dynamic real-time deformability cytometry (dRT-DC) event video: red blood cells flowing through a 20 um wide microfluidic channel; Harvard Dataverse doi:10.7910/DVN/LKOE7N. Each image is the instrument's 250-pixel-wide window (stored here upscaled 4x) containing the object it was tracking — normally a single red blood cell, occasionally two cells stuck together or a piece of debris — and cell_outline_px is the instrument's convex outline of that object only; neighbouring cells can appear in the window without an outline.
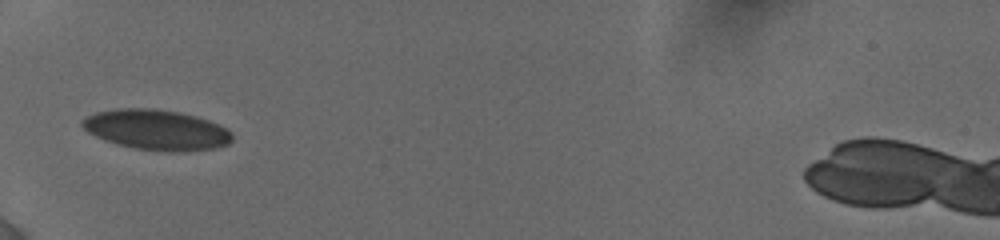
{"species": "human", "species_latin": "Homo sapiens", "temperature_condition": "cold", "stored_images_in_passage": 26, "camera_frame_rate_fps": 3000, "um_per_image_px": 0.085, "donor": {"sex": "female"}, "frame": {"image": 1, "passage_image": 1, "time_ms": 0.0, "image_size_px": [1000, 240], "cell_outline_px": [[232, 140], [228, 144], [216, 148], [188, 152], [168, 152], [136, 148], [116, 144], [104, 140], [88, 132], [80, 124], [80, 120], [96, 112], [116, 108], [156, 108], [180, 112], [196, 116], [220, 124], [232, 132]], "centroid_in_image_um": [13.32, 11.03], "position_along_channel_um": 71.7, "area_um2": 35.6}}
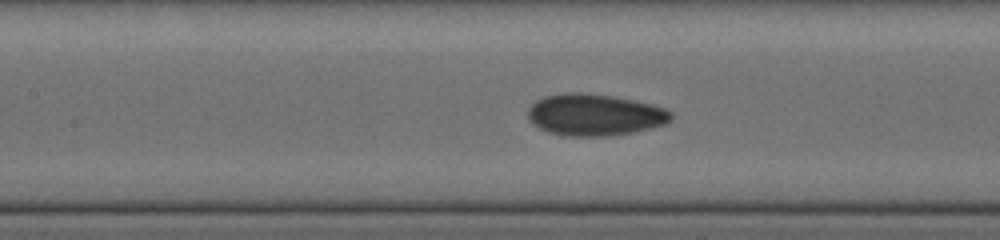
{"frame": {"image": 2, "passage_image": 15, "time_ms": 2.333, "image_size_px": [1000, 240], "cell_outline_px": [[672, 116], [664, 124], [632, 132], [608, 136], [564, 136], [548, 132], [532, 124], [528, 120], [528, 108], [536, 100], [544, 96], [564, 92], [588, 92], [612, 96], [632, 100], [664, 108], [672, 112]], "centroid_in_image_um": [50.47, 9.75], "position_along_channel_um": 156.9, "area_um2": 34.74}}
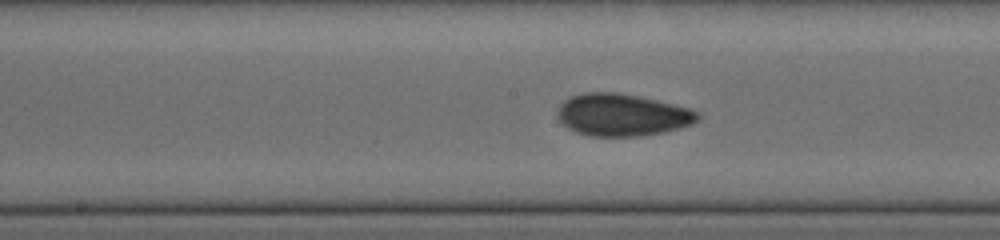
{"frame": {"image": 3, "passage_image": 21, "time_ms": 3.333, "image_size_px": [1000, 240], "cell_outline_px": [[700, 116], [692, 124], [660, 132], [640, 136], [588, 136], [576, 132], [568, 128], [556, 116], [556, 108], [564, 100], [572, 96], [584, 92], [620, 92], [640, 96], [688, 108], [700, 112]], "centroid_in_image_um": [52.83, 9.75], "position_along_channel_um": 195.4, "area_um2": 34.45}}